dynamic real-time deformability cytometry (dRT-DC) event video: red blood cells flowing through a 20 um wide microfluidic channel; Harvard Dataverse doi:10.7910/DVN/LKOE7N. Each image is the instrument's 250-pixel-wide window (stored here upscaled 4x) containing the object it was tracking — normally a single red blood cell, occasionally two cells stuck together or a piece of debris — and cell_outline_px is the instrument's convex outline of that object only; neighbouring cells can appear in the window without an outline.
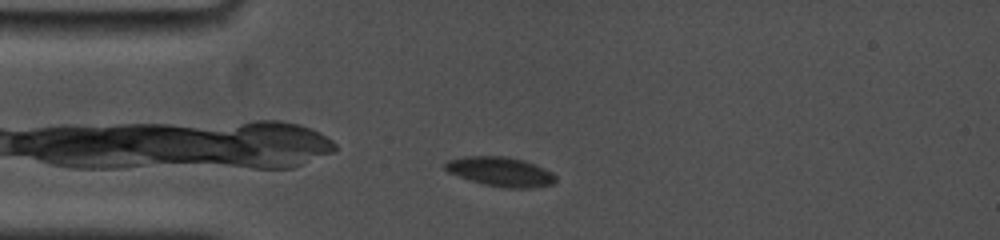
{"species": "common noctule bat (a hibernating species)", "species_latin": "Nyctalus noctula", "temperature_condition": "cold", "stored_images_in_passage": 75, "camera_frame_rate_fps": 5000, "um_per_image_px": 0.085, "animal": {"sex": "female", "body_mass_g": 19.0, "forearm_length_mm": 53.3}, "frame": {"image": 1, "passage_image": 5, "time_ms": 0.8, "image_size_px": [1000, 240], "cell_outline_px": [[556, 180], [552, 184], [532, 188], [504, 188], [484, 184], [468, 180], [448, 172], [444, 168], [444, 164], [448, 160], [464, 156], [504, 156], [524, 160], [544, 168], [552, 172], [556, 176]], "centroid_in_image_um": [42.53, 14.59], "position_along_channel_um": 42.5, "area_um2": 19.02}}
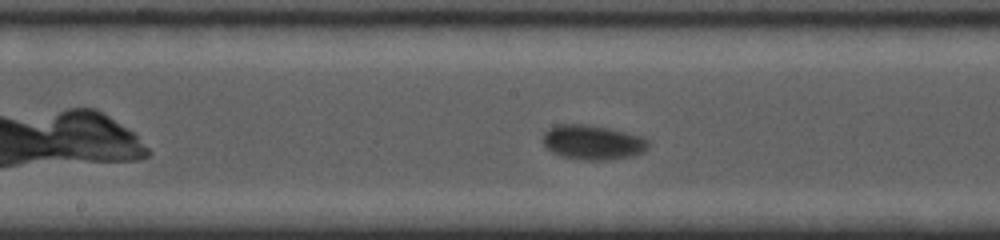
{"frame": {"image": 2, "passage_image": 34, "time_ms": 5.6, "image_size_px": [1000, 240], "cell_outline_px": [[648, 148], [644, 152], [632, 156], [608, 160], [580, 160], [560, 156], [544, 148], [540, 140], [544, 132], [548, 128], [556, 124], [584, 124], [608, 128], [644, 136], [648, 140]], "centroid_in_image_um": [50.33, 12.1], "position_along_channel_um": 197.9, "area_um2": 21.79}}
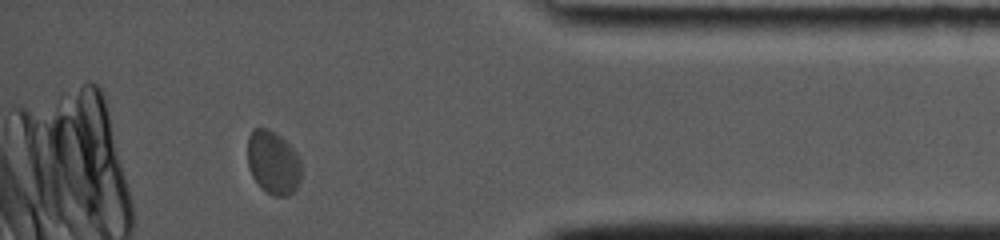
{"frame": {"image": 3, "passage_image": 65, "time_ms": 12.0, "image_size_px": [1000, 240], "cell_outline_px": [[300, 180], [296, 188], [288, 196], [272, 196], [260, 188], [252, 176], [248, 164], [248, 136], [252, 128], [268, 128], [276, 132], [296, 152], [300, 160]], "centroid_in_image_um": [23.2, 13.82], "position_along_channel_um": 412.0, "area_um2": 20.0}, "authors_computed_cell_mechanics": {"area_um2": 19.941, "velocity_mm_per_s": 3.6173, "shape_relaxation_time_tau1_ms": 1.3398, "shape_relaxation_time_tau2_ms": 0.7804, "deformation_change_tau1": 0.0603, "deformation_change_tau2": 0.029}}